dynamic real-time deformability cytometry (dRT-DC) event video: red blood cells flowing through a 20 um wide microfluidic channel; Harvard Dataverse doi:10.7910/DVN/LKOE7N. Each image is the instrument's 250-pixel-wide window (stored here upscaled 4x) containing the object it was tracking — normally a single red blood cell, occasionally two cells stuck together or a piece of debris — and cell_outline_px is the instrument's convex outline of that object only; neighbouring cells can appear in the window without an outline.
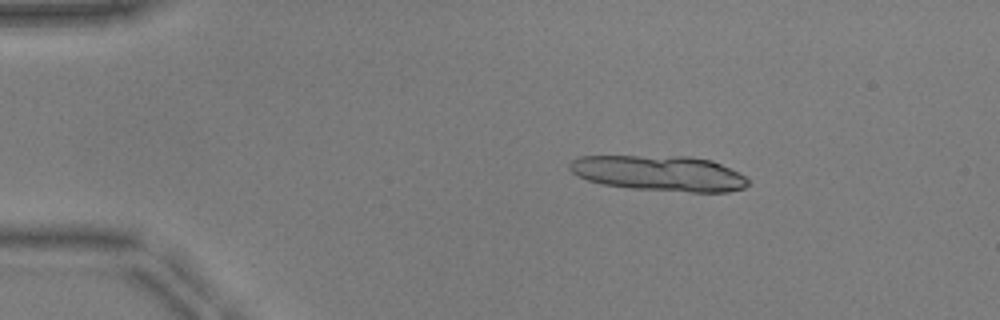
{"species": "common noctule bat (a hibernating species)", "species_latin": "Nyctalus noctula", "temperature_condition": "warm", "stored_images_in_passage": 8, "camera_frame_rate_fps": 3000, "um_per_image_px": 0.085, "animal": {"sex": "male", "body_mass_g": 17.9, "forearm_length_mm": 54.2}, "frame": {"image": 1, "passage_image": 1, "time_ms": 0.0, "image_size_px": [1000, 320], "cell_outline_px": [[748, 184], [744, 188], [728, 192], [692, 192], [628, 188], [604, 184], [588, 180], [572, 172], [568, 168], [568, 164], [572, 160], [580, 156], [692, 156], [712, 160], [744, 176], [748, 180]], "centroid_in_image_um": [56.03, 14.72], "position_along_channel_um": 29.0, "area_um2": 36.82}}